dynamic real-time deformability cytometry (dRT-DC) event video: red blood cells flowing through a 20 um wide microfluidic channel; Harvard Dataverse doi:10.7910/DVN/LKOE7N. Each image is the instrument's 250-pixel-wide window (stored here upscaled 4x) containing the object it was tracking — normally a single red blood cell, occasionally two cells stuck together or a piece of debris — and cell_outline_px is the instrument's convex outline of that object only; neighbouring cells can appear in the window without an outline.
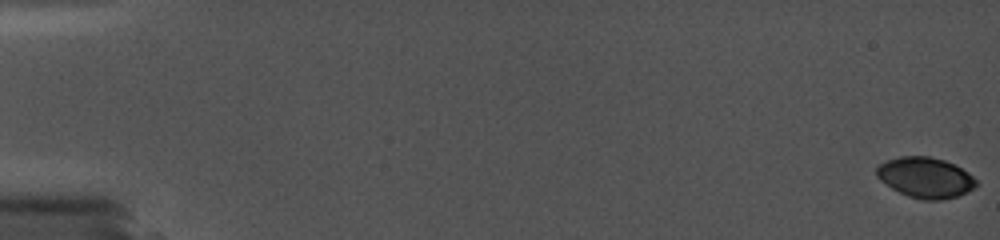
{"species": "common noctule bat (a hibernating species)", "species_latin": "Nyctalus noctula", "temperature_condition": "cold", "stored_images_in_passage": 26, "camera_frame_rate_fps": 5000, "um_per_image_px": 0.085, "animal": {"sex": "female", "body_mass_g": 19.0, "forearm_length_mm": 56.7}, "frame": {"image": 1, "passage_image": 1, "time_ms": 0.0, "image_size_px": [1000, 240], "cell_outline_px": [[980, 184], [968, 192], [956, 196], [940, 200], [924, 200], [908, 196], [892, 188], [880, 180], [876, 176], [876, 168], [880, 164], [888, 160], [900, 156], [928, 156], [944, 160], [968, 172]], "centroid_in_image_um": [78.67, 15.1], "position_along_channel_um": 6.3, "area_um2": 23.41}}
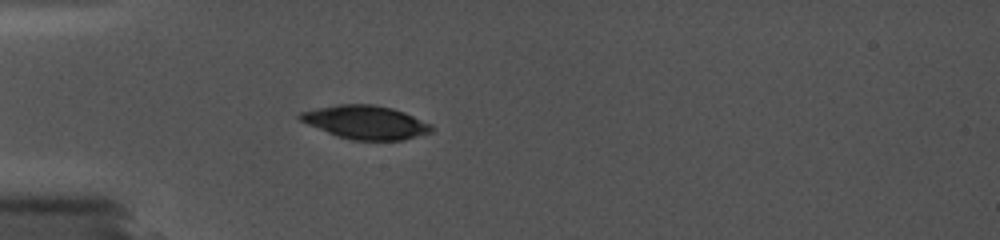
{"frame": {"image": 2, "passage_image": 26, "time_ms": 5.8, "image_size_px": [1000, 240], "cell_outline_px": [[432, 132], [404, 140], [352, 140], [336, 136], [308, 124], [300, 120], [296, 116], [300, 112], [316, 108], [340, 104], [372, 104], [392, 108], [404, 112], [432, 124]], "centroid_in_image_um": [31.08, 10.39], "position_along_channel_um": 53.9, "area_um2": 25.66}}